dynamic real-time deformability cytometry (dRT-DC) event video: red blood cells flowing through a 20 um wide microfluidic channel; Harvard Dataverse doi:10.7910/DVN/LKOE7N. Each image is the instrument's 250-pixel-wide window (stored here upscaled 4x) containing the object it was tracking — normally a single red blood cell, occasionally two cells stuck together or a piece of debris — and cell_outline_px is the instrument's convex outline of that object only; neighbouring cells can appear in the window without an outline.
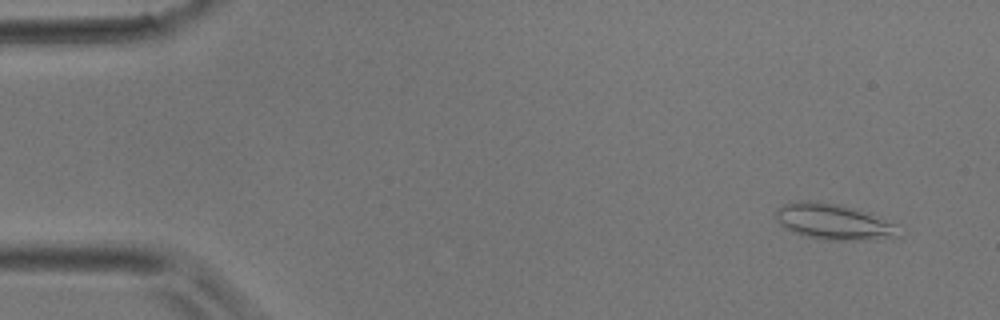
{"species": "common noctule bat (a hibernating species)", "species_latin": "Nyctalus noctula", "temperature_condition": "room temperature", "stored_images_in_passage": 2, "camera_frame_rate_fps": 3000, "um_per_image_px": 0.085, "animal": {"sex": "male", "body_mass_g": 17.9}, "frame": {"image": 1, "passage_image": 2, "time_ms": 0.333, "image_size_px": [1000, 320], "cell_outline_px": [[900, 236], [868, 240], [828, 240], [808, 236], [792, 232], [784, 228], [780, 224], [776, 216], [776, 208], [784, 204], [800, 200], [808, 200], [840, 204], [872, 212], [900, 224]], "centroid_in_image_um": [70.95, 18.83], "position_along_channel_um": 14.1, "area_um2": 26.3}}